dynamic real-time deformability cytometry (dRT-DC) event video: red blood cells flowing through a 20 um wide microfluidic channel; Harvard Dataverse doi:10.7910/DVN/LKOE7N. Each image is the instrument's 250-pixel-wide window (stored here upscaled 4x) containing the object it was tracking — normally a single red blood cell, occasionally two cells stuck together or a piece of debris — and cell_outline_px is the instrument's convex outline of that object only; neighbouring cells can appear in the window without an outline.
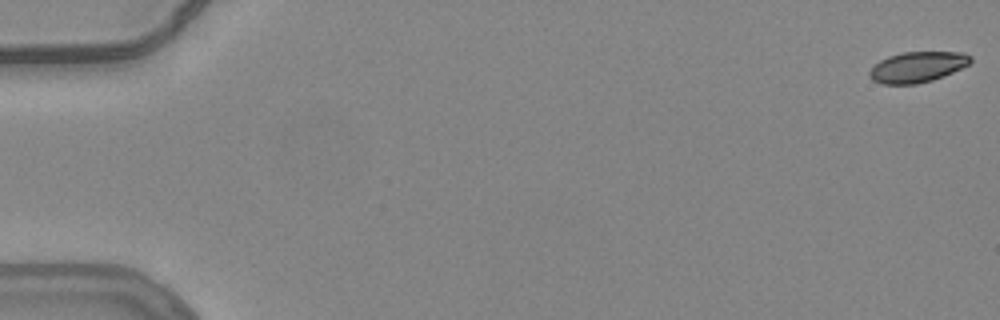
{"species": "common noctule bat (a hibernating species)", "species_latin": "Nyctalus noctula", "temperature_condition": "warm", "stored_images_in_passage": 56, "camera_frame_rate_fps": 3000, "um_per_image_px": 0.085, "animal": {"sex": "female", "body_mass_g": 24.6, "forearm_length_mm": 56.2}, "frame": {"image": 1, "passage_image": 1, "time_ms": 0.0, "image_size_px": [1000, 320], "cell_outline_px": [[972, 60], [968, 64], [944, 76], [932, 80], [916, 84], [880, 84], [872, 80], [868, 76], [868, 72], [880, 60], [888, 56], [904, 52], [964, 52], [972, 56]], "centroid_in_image_um": [77.96, 5.7], "position_along_channel_um": 7.0, "area_um2": 18.03}}
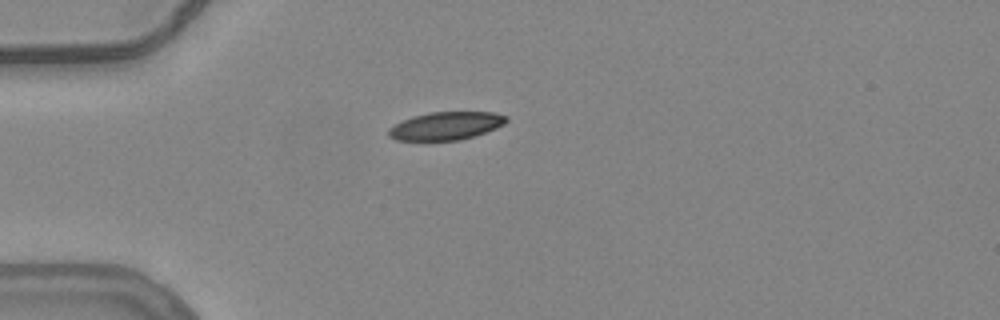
{"frame": {"image": 2, "passage_image": 16, "time_ms": 5.0, "image_size_px": [1000, 320], "cell_outline_px": [[508, 120], [504, 124], [496, 128], [460, 140], [396, 140], [388, 136], [388, 128], [412, 116], [428, 112], [492, 112], [508, 116]], "centroid_in_image_um": [37.9, 10.69], "position_along_channel_um": 47.1, "area_um2": 19.07}}
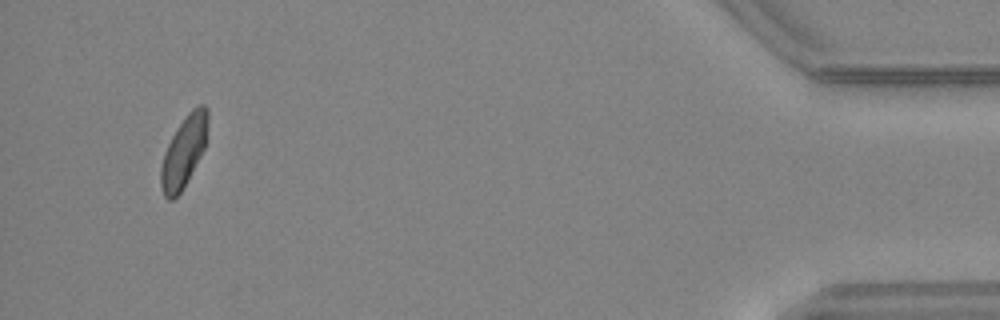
{"frame": {"image": 3, "passage_image": 53, "time_ms": 17.333, "image_size_px": [1000, 320], "cell_outline_px": [[208, 120], [204, 148], [200, 156], [180, 192], [172, 200], [168, 200], [164, 196], [160, 184], [160, 168], [164, 152], [172, 136], [188, 112], [192, 108], [200, 104], [204, 104], [208, 108]], "centroid_in_image_um": [15.61, 12.86], "position_along_channel_um": 419.6, "area_um2": 19.07}, "authors_computed_cell_mechanics": {"area_um2": 19.8543, "velocity_mm_per_s": 3.7798, "shape_relaxation_time_tau1_ms": null, "shape_relaxation_time_tau2_ms": 6.9266, "deformation_change_tau1": null, "deformation_change_tau2": 0.1214}}